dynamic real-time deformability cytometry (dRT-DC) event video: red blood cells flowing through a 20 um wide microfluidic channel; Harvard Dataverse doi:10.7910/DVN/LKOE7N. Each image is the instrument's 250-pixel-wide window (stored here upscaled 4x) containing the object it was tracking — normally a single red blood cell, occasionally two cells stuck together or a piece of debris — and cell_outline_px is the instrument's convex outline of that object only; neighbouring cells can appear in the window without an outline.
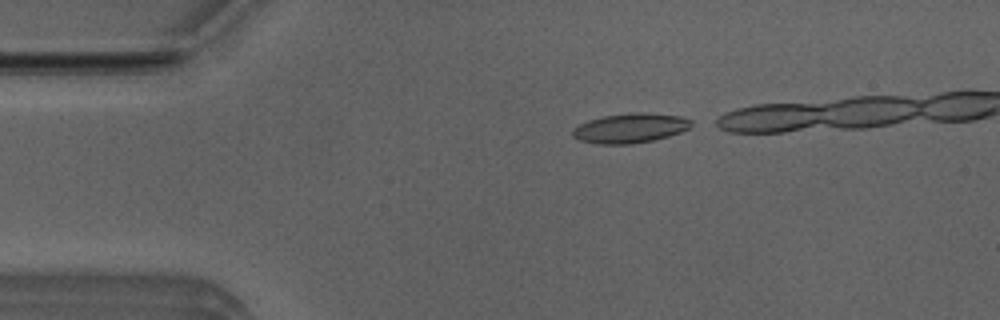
{"species": "Egyptian fruit bat (a non-hibernating species)", "species_latin": "Rousettus aegyptiacus", "temperature_condition": "room temperature", "stored_images_in_passage": 13, "camera_frame_rate_fps": 3000, "um_per_image_px": 0.085, "animal": {"sex": "male"}, "frame": {"image": 1, "passage_image": 1, "time_ms": 0.0, "image_size_px": [1000, 320], "cell_outline_px": [[692, 124], [688, 128], [680, 132], [668, 136], [652, 140], [632, 144], [600, 144], [580, 140], [572, 136], [572, 128], [588, 120], [604, 116], [628, 112], [644, 112], [680, 116], [692, 120]], "centroid_in_image_um": [53.55, 10.88], "position_along_channel_um": 31.5, "area_um2": 20.46}}